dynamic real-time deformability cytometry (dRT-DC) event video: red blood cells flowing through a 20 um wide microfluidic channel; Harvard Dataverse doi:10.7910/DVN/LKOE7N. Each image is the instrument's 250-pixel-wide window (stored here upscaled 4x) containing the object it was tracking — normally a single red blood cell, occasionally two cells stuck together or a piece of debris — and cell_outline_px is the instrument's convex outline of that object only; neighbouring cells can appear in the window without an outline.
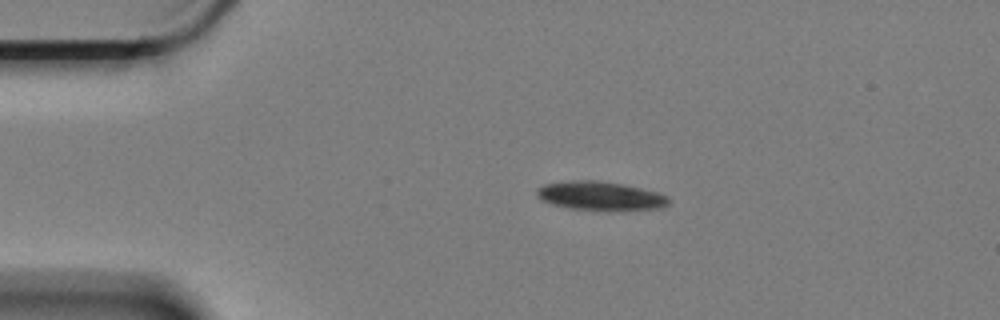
{"species": "Egyptian fruit bat (a non-hibernating species)", "species_latin": "Rousettus aegyptiacus", "temperature_condition": "cold", "stored_images_in_passage": 3, "camera_frame_rate_fps": 3000, "um_per_image_px": 0.085, "animal": {"sex": "female"}, "frame": {"image": 1, "passage_image": 1, "time_ms": 0.0, "image_size_px": [1000, 320], "cell_outline_px": [[668, 204], [664, 208], [568, 208], [552, 204], [540, 200], [536, 196], [536, 188], [544, 184], [572, 180], [600, 180], [660, 192], [668, 196]], "centroid_in_image_um": [50.96, 16.6], "position_along_channel_um": 34.0, "area_um2": 21.44}}
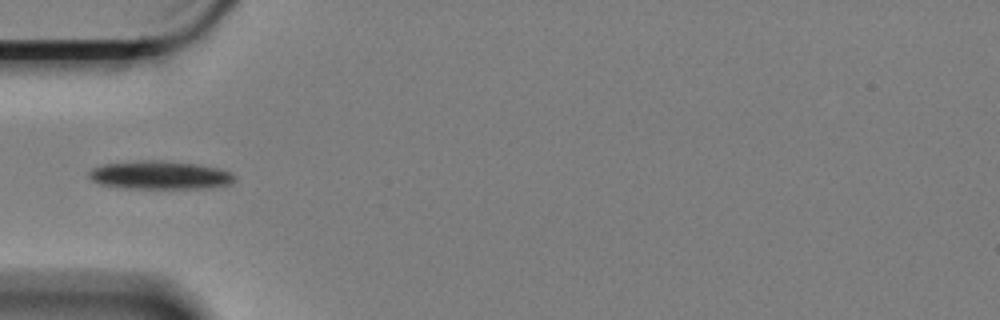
{"frame": {"image": 2, "passage_image": 3, "time_ms": 0.667, "image_size_px": [1000, 320], "cell_outline_px": [[236, 180], [232, 184], [212, 188], [116, 188], [100, 184], [92, 180], [88, 176], [88, 172], [92, 168], [104, 164], [140, 160], [160, 160], [196, 164], [216, 168], [228, 172], [236, 176]], "centroid_in_image_um": [13.58, 14.89], "position_along_channel_um": 71.4, "area_um2": 24.22}}